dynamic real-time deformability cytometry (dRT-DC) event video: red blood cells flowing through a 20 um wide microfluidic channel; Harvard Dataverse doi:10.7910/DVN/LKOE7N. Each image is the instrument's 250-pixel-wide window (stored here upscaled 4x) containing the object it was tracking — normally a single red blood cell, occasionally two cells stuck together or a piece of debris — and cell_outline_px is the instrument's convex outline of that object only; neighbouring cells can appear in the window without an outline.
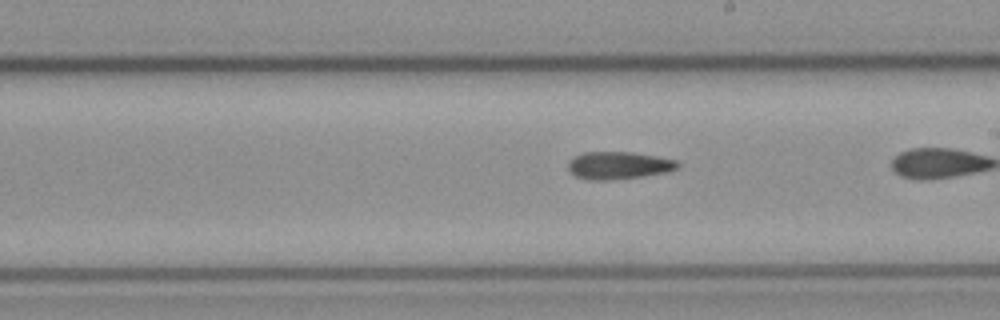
{"species": "common noctule bat (a hibernating species)", "species_latin": "Nyctalus noctula", "temperature_condition": "cold", "stored_images_in_passage": 34, "segment_of_instrument_passage": [2, 2], "camera_frame_rate_fps": 3000, "um_per_image_px": 0.085, "animal": {"sex": "female", "body_mass_g": 21.9}, "frame": {"image": 1, "passage_image": 28, "time_ms": 9.0, "image_size_px": [1000, 320], "cell_outline_px": [[680, 168], [668, 172], [640, 176], [608, 180], [588, 180], [576, 176], [568, 168], [568, 160], [584, 152], [632, 152], [656, 156], [676, 160], [680, 164]], "centroid_in_image_um": [52.6, 14.05], "position_along_channel_um": 236.4, "area_um2": 17.51}}